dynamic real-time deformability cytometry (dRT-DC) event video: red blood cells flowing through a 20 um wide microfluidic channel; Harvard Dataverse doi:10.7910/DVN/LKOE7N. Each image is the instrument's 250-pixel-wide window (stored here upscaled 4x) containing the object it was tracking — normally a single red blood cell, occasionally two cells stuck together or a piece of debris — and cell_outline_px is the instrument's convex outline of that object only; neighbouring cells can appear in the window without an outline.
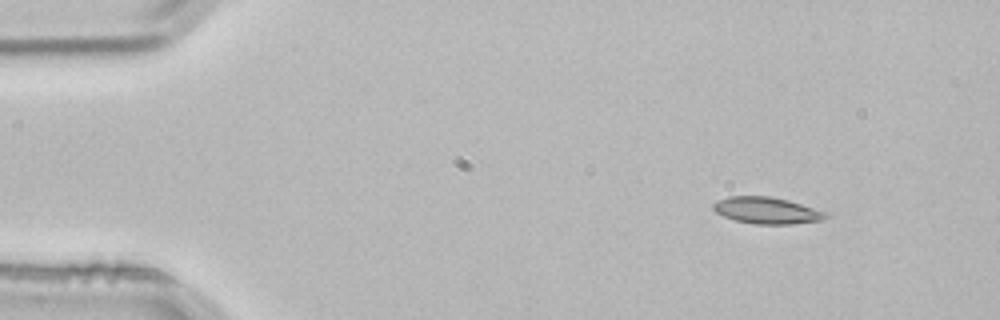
{"species": "common noctule bat (a hibernating species)", "species_latin": "Nyctalus noctula", "temperature_condition": "room temperature", "stored_images_in_passage": 4, "camera_frame_rate_fps": 3000, "um_per_image_px": 0.085, "animal": {"sex": "male", "body_mass_g": 21.5, "forearm_length_mm": 52.0}, "frame": {"image": 1, "passage_image": 2, "time_ms": 0.333, "image_size_px": [1000, 320], "cell_outline_px": [[828, 216], [820, 220], [792, 224], [756, 224], [736, 220], [724, 216], [716, 212], [712, 208], [712, 204], [716, 200], [728, 196], [772, 196], [788, 200], [828, 212]], "centroid_in_image_um": [65.16, 17.87], "position_along_channel_um": 19.8, "area_um2": 17.46}}
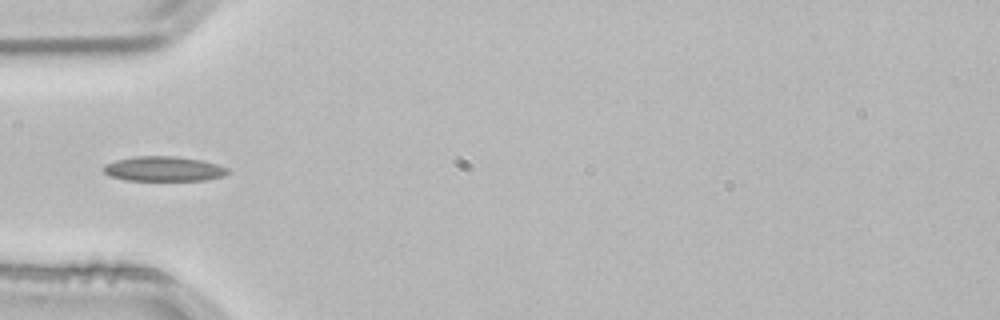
{"frame": {"image": 2, "passage_image": 4, "time_ms": 1.0, "image_size_px": [1000, 320], "cell_outline_px": [[232, 172], [224, 176], [204, 180], [124, 180], [108, 176], [104, 172], [104, 164], [116, 160], [136, 156], [176, 156], [200, 160], [216, 164], [228, 168]], "centroid_in_image_um": [13.92, 14.35], "position_along_channel_um": 71.1, "area_um2": 18.03}}